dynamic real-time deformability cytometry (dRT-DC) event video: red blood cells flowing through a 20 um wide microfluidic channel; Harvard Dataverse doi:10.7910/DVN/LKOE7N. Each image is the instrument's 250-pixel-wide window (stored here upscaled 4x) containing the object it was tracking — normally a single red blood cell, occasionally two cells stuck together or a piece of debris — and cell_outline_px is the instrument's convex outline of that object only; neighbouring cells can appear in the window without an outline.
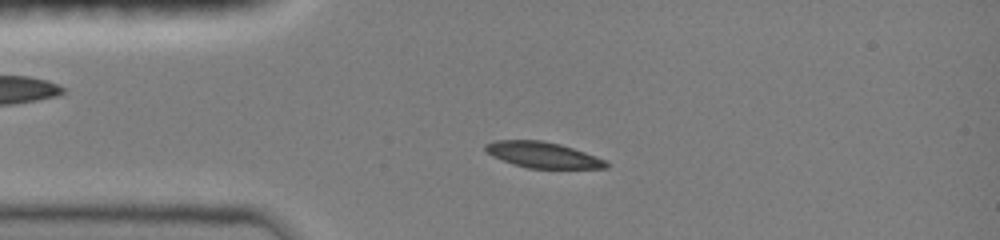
{"species": "common noctule bat (a hibernating species)", "species_latin": "Nyctalus noctula", "temperature_condition": "room temperature", "stored_images_in_passage": 28, "camera_frame_rate_fps": 3000, "um_per_image_px": 0.085, "animal": {"sex": "female", "body_mass_g": 19.0, "forearm_length_mm": 51.5}, "frame": {"image": 1, "passage_image": 19, "time_ms": 3.0, "image_size_px": [1000, 240], "cell_outline_px": [[608, 168], [528, 168], [512, 164], [492, 156], [484, 148], [484, 144], [496, 140], [540, 140], [560, 144], [608, 160]], "centroid_in_image_um": [46.13, 13.16], "position_along_channel_um": 38.9, "area_um2": 18.15}}